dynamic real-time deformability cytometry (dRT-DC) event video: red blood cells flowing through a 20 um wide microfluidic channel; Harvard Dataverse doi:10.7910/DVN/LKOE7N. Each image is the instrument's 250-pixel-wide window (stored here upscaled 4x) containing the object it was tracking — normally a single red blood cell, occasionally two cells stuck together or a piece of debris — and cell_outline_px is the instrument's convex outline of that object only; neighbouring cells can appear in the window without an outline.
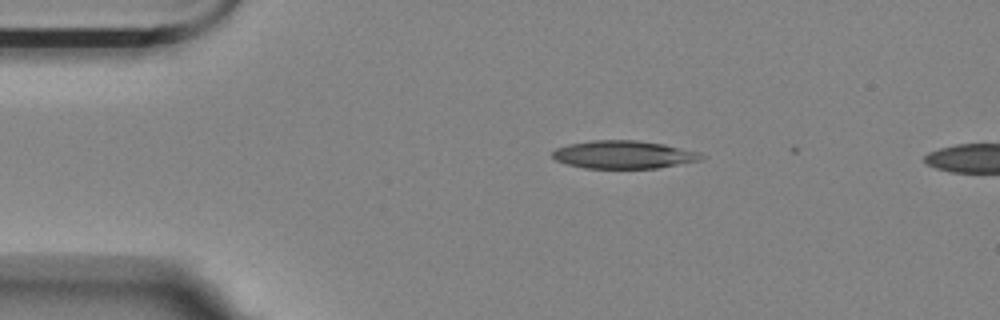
{"species": "Egyptian fruit bat (a non-hibernating species)", "species_latin": "Rousettus aegyptiacus", "temperature_condition": "room temperature", "stored_images_in_passage": 2, "camera_frame_rate_fps": 3000, "um_per_image_px": 0.085, "animal": {"sex": "female"}, "frame": {"image": 1, "passage_image": 1, "time_ms": 0.0, "image_size_px": [1000, 320], "cell_outline_px": [[708, 156], [700, 160], [656, 168], [584, 168], [568, 164], [556, 160], [552, 156], [552, 152], [556, 148], [568, 144], [592, 140], [640, 140], [664, 144], [700, 152]], "centroid_in_image_um": [53.03, 13.13], "position_along_channel_um": 32.0, "area_um2": 24.28}}